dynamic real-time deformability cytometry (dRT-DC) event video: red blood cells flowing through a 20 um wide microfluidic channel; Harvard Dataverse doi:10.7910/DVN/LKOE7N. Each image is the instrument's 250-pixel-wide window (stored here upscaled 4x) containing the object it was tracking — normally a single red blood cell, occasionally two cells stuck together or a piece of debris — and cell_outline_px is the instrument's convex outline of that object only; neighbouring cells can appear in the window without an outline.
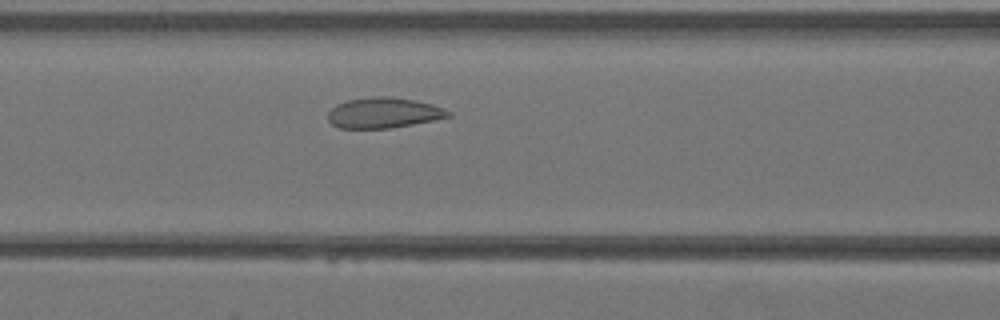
{"species": "Egyptian fruit bat (a non-hibernating species)", "species_latin": "Rousettus aegyptiacus", "temperature_condition": "warm", "stored_images_in_passage": 30, "camera_frame_rate_fps": 3000, "um_per_image_px": 0.085, "animal": {"sex": "female"}, "frame": {"image": 1, "passage_image": 7, "time_ms": 2.0, "image_size_px": [1000, 320], "cell_outline_px": [[452, 116], [392, 128], [340, 128], [332, 124], [328, 120], [328, 112], [336, 104], [348, 100], [372, 96], [392, 96], [416, 100], [432, 104], [444, 108], [452, 112]], "centroid_in_image_um": [32.62, 9.58], "position_along_channel_um": 134.0, "area_um2": 21.5}}
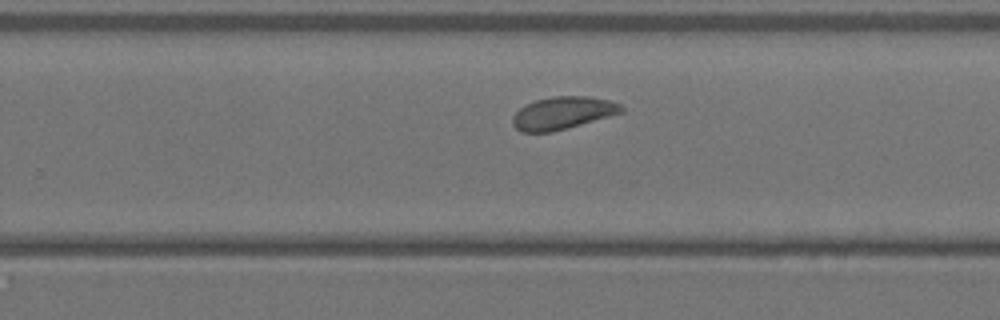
{"frame": {"image": 2, "passage_image": 16, "time_ms": 5.0, "image_size_px": [1000, 320], "cell_outline_px": [[624, 112], [552, 132], [520, 132], [512, 124], [512, 116], [524, 104], [536, 100], [552, 96], [588, 96], [608, 100], [620, 104], [624, 108]], "centroid_in_image_um": [47.8, 9.6], "position_along_channel_um": 282.0, "area_um2": 20.63}}
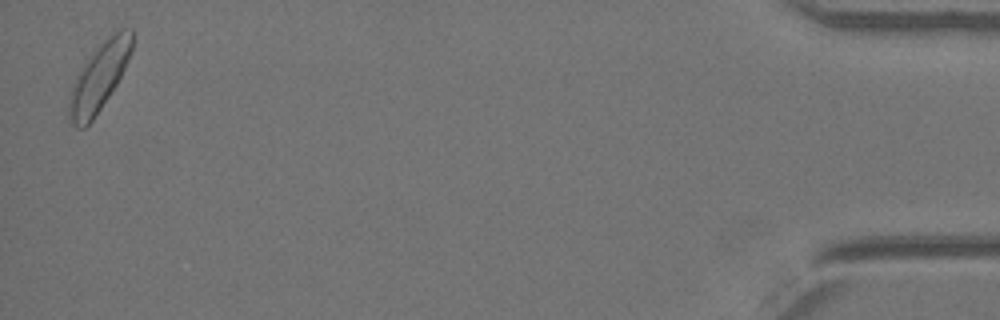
{"frame": {"image": 3, "passage_image": 30, "time_ms": 9.667, "image_size_px": [1000, 320], "cell_outline_px": [[132, 48], [124, 68], [116, 84], [92, 120], [84, 128], [76, 128], [68, 120], [68, 92], [80, 68], [92, 52], [108, 36], [120, 28], [132, 28]], "centroid_in_image_um": [8.37, 6.57], "position_along_channel_um": 426.8, "area_um2": 24.74}}